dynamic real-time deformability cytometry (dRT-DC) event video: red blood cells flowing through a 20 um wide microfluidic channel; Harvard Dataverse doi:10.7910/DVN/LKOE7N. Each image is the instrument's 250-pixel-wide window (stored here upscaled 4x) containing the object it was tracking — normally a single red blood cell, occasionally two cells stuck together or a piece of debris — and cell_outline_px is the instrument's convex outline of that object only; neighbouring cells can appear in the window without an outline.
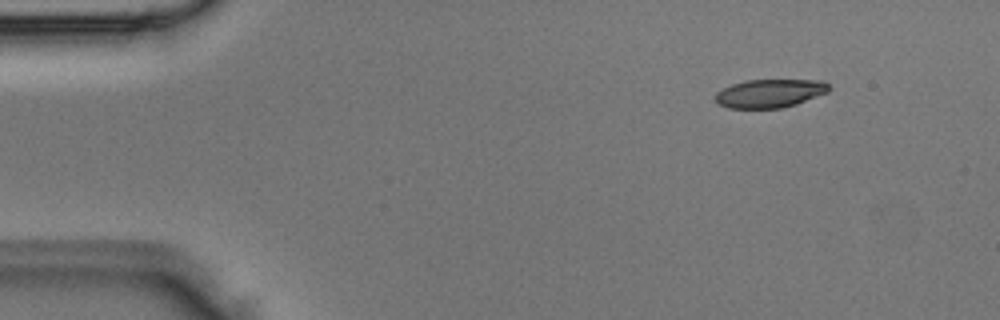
{"species": "Egyptian fruit bat (a non-hibernating species)", "species_latin": "Rousettus aegyptiacus", "temperature_condition": "room temperature", "stored_images_in_passage": 5, "camera_frame_rate_fps": 3000, "um_per_image_px": 0.085, "animal": {"sex": "male"}, "frame": {"image": 1, "passage_image": 2, "time_ms": 0.333, "image_size_px": [1000, 320], "cell_outline_px": [[832, 88], [828, 92], [796, 104], [780, 108], [728, 108], [716, 104], [716, 92], [732, 84], [744, 80], [824, 80]], "centroid_in_image_um": [65.44, 7.93], "position_along_channel_um": 19.6, "area_um2": 18.9}}